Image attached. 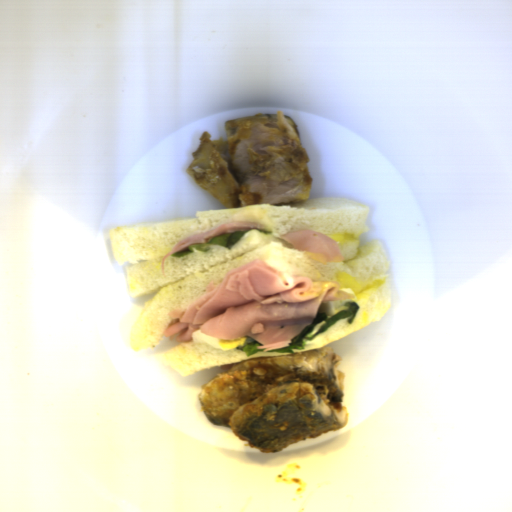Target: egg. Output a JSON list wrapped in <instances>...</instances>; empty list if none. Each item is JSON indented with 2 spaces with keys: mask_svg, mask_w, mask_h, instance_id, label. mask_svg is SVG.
<instances>
[{
  "mask_svg": "<svg viewBox=\"0 0 512 512\" xmlns=\"http://www.w3.org/2000/svg\"><path fill=\"white\" fill-rule=\"evenodd\" d=\"M195 343H206L217 350H229L234 347H240L247 343H252L254 338L242 335L237 338H218L212 335L202 333L201 330L195 331L190 339Z\"/></svg>",
  "mask_w": 512,
  "mask_h": 512,
  "instance_id": "d2b9013d",
  "label": "egg"
},
{
  "mask_svg": "<svg viewBox=\"0 0 512 512\" xmlns=\"http://www.w3.org/2000/svg\"><path fill=\"white\" fill-rule=\"evenodd\" d=\"M342 292H345L352 296L350 299H344V300H337V301H322L318 305V309L316 314L318 313H326L328 316L334 315L336 311L346 304H348L350 301H353L356 299V295L354 294L353 290L348 288H342L340 289Z\"/></svg>",
  "mask_w": 512,
  "mask_h": 512,
  "instance_id": "2799bb9f",
  "label": "egg"
}]
</instances>
